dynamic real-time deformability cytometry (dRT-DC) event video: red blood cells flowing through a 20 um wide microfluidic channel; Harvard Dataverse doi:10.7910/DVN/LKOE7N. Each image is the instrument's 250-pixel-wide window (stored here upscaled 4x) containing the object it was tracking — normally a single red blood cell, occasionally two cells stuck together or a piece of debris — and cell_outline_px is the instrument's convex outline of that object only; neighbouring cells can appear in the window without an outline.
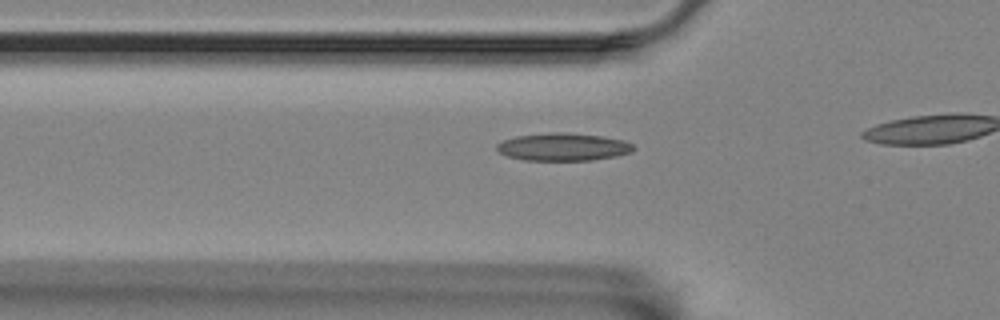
{"species": "Egyptian fruit bat (a non-hibernating species)", "species_latin": "Rousettus aegyptiacus", "temperature_condition": "room temperature", "stored_images_in_passage": 8, "camera_frame_rate_fps": 3000, "um_per_image_px": 0.085, "animal": {"sex": "female"}, "frame": {"image": 1, "passage_image": 2, "time_ms": 0.333, "image_size_px": [1000, 320], "cell_outline_px": [[636, 148], [632, 152], [616, 156], [592, 160], [524, 160], [508, 156], [500, 152], [496, 148], [496, 144], [504, 140], [516, 136], [548, 132], [564, 132], [600, 136], [624, 140], [632, 144]], "centroid_in_image_um": [47.88, 12.48], "position_along_channel_um": 77.9, "area_um2": 22.02}}
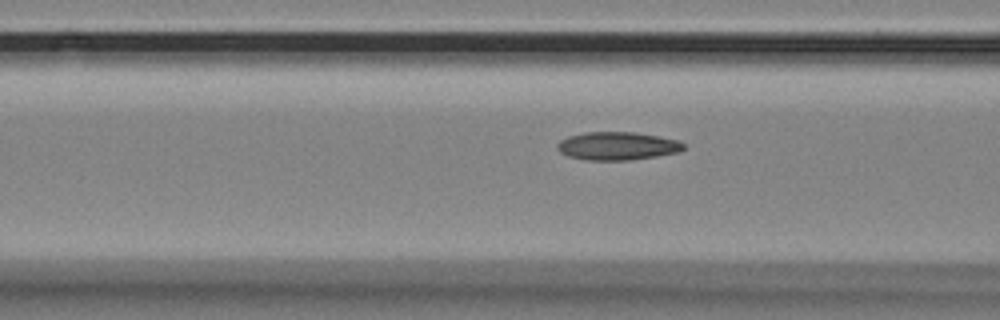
{"frame": {"image": 2, "passage_image": 5, "time_ms": 1.333, "image_size_px": [1000, 320], "cell_outline_px": [[684, 148], [680, 152], [656, 156], [628, 160], [588, 160], [568, 156], [560, 152], [556, 148], [556, 144], [560, 140], [568, 136], [588, 132], [632, 132], [656, 136], [676, 140], [684, 144]], "centroid_in_image_um": [52.43, 12.41], "position_along_channel_um": 114.2, "area_um2": 20.52}}